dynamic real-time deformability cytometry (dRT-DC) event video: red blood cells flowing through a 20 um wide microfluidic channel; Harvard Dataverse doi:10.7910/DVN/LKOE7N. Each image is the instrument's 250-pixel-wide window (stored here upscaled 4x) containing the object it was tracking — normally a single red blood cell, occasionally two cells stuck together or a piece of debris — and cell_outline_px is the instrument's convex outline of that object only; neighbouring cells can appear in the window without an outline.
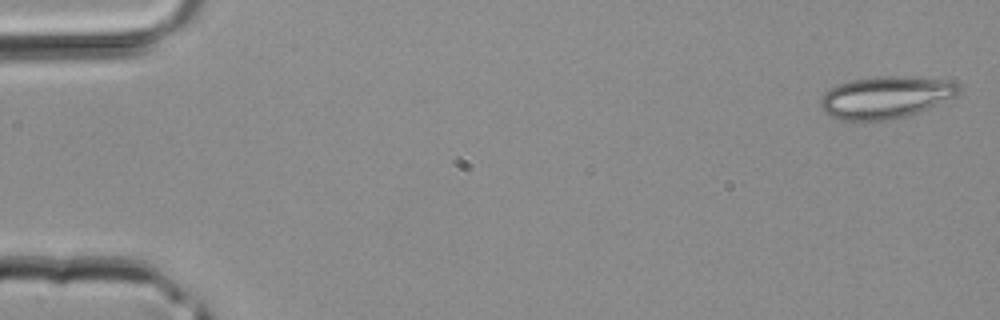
{"species": "common noctule bat (a hibernating species)", "species_latin": "Nyctalus noctula", "temperature_condition": "room temperature", "stored_images_in_passage": 42, "segment_of_instrument_passage": [1, 2], "camera_frame_rate_fps": 3000, "um_per_image_px": 0.085, "animal": {"sex": "male", "body_mass_g": 20.4}, "frame": {"image": 1, "passage_image": 1, "time_ms": 0.0, "image_size_px": [1000, 320], "cell_outline_px": [[960, 92], [956, 96], [928, 108], [908, 116], [888, 120], [864, 124], [856, 124], [840, 120], [824, 112], [820, 108], [820, 100], [824, 92], [840, 84], [852, 80], [876, 76], [904, 76], [956, 80], [960, 88]], "centroid_in_image_um": [75.27, 8.31], "position_along_channel_um": 9.7, "area_um2": 34.91}}
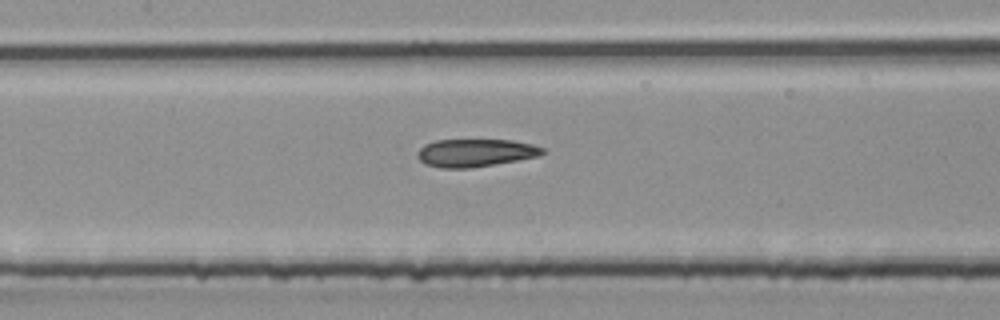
{"frame": {"image": 2, "passage_image": 19, "time_ms": 6.0, "image_size_px": [1000, 320], "cell_outline_px": [[544, 152], [540, 156], [472, 168], [440, 168], [424, 164], [416, 156], [416, 152], [424, 144], [436, 140], [512, 140], [532, 144], [544, 148]], "centroid_in_image_um": [40.38, 12.99], "position_along_channel_um": 167.0, "area_um2": 20.4}}
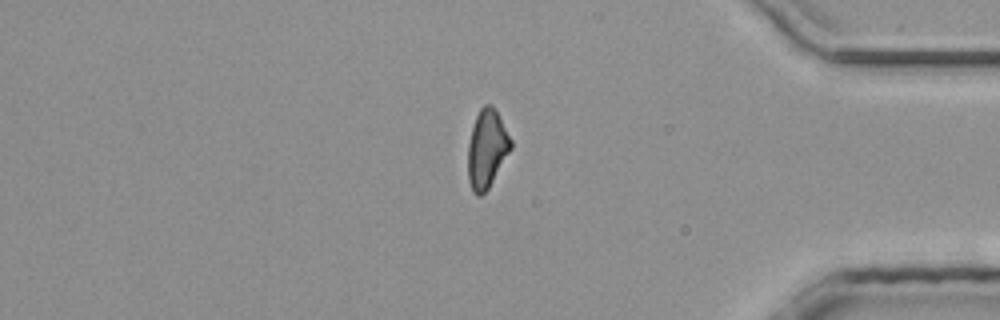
{"frame": {"image": 3, "passage_image": 34, "time_ms": 11.0, "image_size_px": [1000, 320], "cell_outline_px": [[512, 148], [488, 188], [480, 196], [476, 196], [472, 192], [468, 180], [468, 144], [472, 128], [476, 116], [480, 108], [484, 104], [492, 104], [512, 140]], "centroid_in_image_um": [41.37, 12.66], "position_along_channel_um": 393.8, "area_um2": 19.48}}